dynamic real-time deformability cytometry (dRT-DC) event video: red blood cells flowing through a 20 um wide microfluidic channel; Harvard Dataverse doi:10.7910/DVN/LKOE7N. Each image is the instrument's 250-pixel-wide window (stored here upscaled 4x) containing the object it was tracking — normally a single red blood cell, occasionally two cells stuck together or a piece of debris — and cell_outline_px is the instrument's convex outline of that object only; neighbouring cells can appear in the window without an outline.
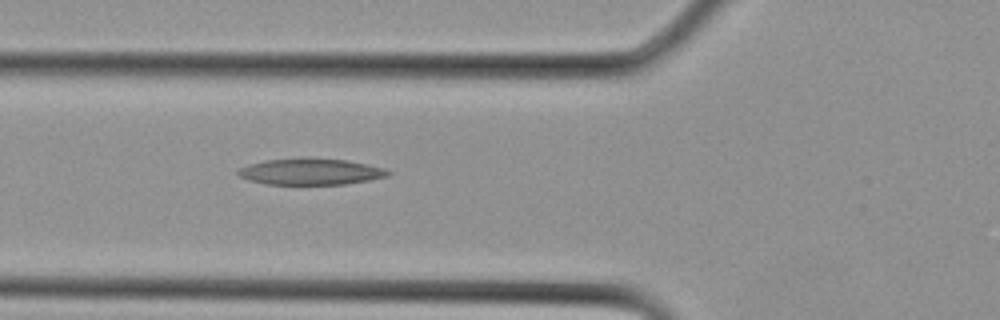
{"species": "Egyptian fruit bat (a non-hibernating species)", "species_latin": "Rousettus aegyptiacus", "temperature_condition": "cold", "stored_images_in_passage": 2, "camera_frame_rate_fps": 3000, "um_per_image_px": 0.085, "animal": {"sex": "female"}, "frame": {"image": 1, "passage_image": 2, "time_ms": 0.333, "image_size_px": [1000, 320], "cell_outline_px": [[392, 172], [388, 176], [368, 180], [344, 184], [264, 184], [248, 180], [240, 176], [236, 172], [240, 168], [248, 164], [264, 160], [304, 156], [308, 156], [348, 160], [368, 164], [384, 168]], "centroid_in_image_um": [26.39, 14.56], "position_along_channel_um": 99.4, "area_um2": 23.52}}